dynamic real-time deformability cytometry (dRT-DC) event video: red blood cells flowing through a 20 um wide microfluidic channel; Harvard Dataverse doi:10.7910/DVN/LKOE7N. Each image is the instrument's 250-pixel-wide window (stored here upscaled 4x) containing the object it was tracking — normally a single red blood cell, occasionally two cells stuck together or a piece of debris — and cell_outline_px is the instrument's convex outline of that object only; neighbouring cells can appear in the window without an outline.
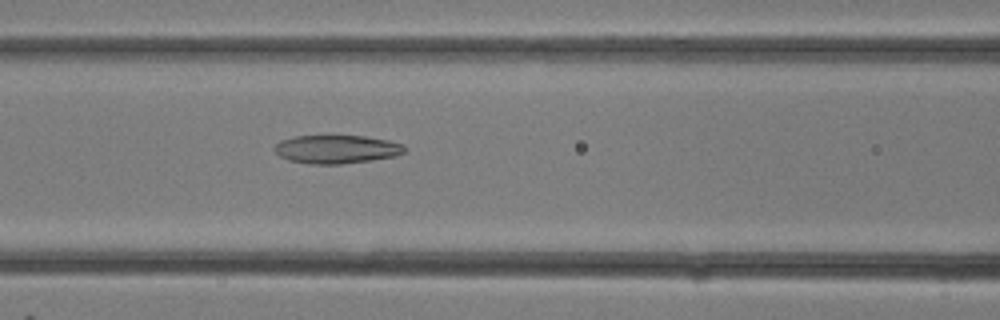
{"species": "common noctule bat (a hibernating species)", "species_latin": "Nyctalus noctula", "temperature_condition": "room temperature", "stored_images_in_passage": 13, "camera_frame_rate_fps": 3000, "um_per_image_px": 0.085, "animal": {"sex": "female"}, "frame": {"image": 1, "passage_image": 13, "time_ms": 4.0, "image_size_px": [1000, 320], "cell_outline_px": [[404, 152], [396, 156], [372, 160], [340, 164], [308, 164], [288, 160], [280, 156], [272, 148], [280, 140], [296, 136], [364, 136], [388, 140], [404, 144]], "centroid_in_image_um": [28.59, 12.69], "position_along_channel_um": 138.0, "area_um2": 21.56}}